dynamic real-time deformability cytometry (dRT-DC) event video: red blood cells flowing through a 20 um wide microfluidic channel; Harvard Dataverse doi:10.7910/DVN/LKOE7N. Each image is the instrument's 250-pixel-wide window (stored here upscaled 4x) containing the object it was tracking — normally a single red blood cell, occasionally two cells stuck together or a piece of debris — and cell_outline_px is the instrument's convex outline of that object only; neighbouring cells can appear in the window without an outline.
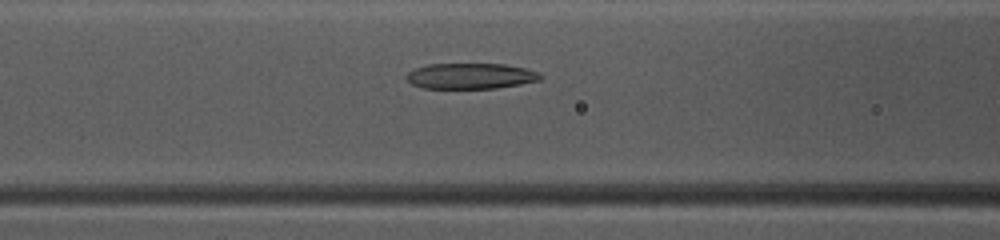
{"species": "common noctule bat (a hibernating species)", "species_latin": "Nyctalus noctula", "temperature_condition": "warm", "stored_images_in_passage": 44, "camera_frame_rate_fps": 3000, "um_per_image_px": 0.085, "animal": {"sex": "female", "body_mass_g": 10.0, "forearm_length_mm": 53.1}, "frame": {"image": 1, "passage_image": 20, "time_ms": 6.333, "image_size_px": [1000, 240], "cell_outline_px": [[544, 76], [540, 80], [520, 84], [496, 88], [424, 88], [412, 84], [404, 76], [408, 72], [416, 68], [428, 64], [504, 64], [524, 68], [536, 72]], "centroid_in_image_um": [39.99, 6.46], "position_along_channel_um": 126.6, "area_um2": 19.94}}
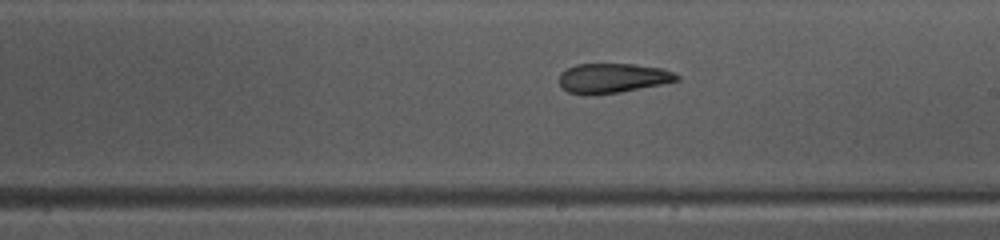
{"frame": {"image": 2, "passage_image": 28, "time_ms": 9.0, "image_size_px": [1000, 240], "cell_outline_px": [[680, 80], [620, 92], [584, 96], [568, 92], [560, 84], [560, 72], [576, 64], [632, 64], [660, 68], [672, 72], [680, 76]], "centroid_in_image_um": [52.04, 6.65], "position_along_channel_um": 237.0, "area_um2": 20.23}}
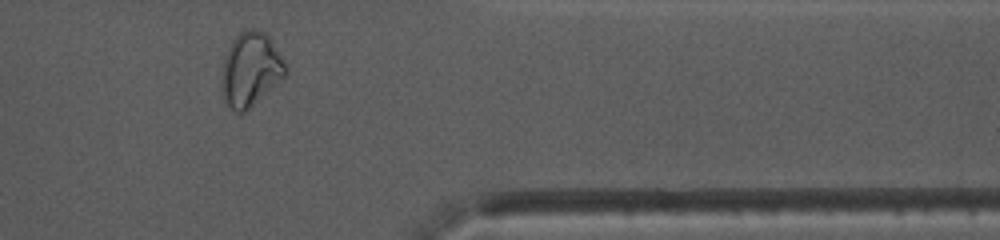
{"frame": {"image": 3, "passage_image": 40, "time_ms": 13.0, "image_size_px": [1000, 240], "cell_outline_px": [[288, 72], [284, 76], [244, 112], [236, 112], [224, 100], [220, 76], [224, 60], [228, 48], [232, 40], [244, 28], [260, 28], [272, 40], [284, 60], [288, 68]], "centroid_in_image_um": [21.29, 5.84], "position_along_channel_um": 390.1, "area_um2": 27.4}, "authors_computed_cell_mechanics": {"area_um2": 22.831, "velocity_mm_per_s": 4.1371, "shape_relaxation_time_tau1_ms": 10.2705, "shape_relaxation_time_tau2_ms": 1.3299, "deformation_change_tau1": 0.2984, "deformation_change_tau2": 0.0993}}